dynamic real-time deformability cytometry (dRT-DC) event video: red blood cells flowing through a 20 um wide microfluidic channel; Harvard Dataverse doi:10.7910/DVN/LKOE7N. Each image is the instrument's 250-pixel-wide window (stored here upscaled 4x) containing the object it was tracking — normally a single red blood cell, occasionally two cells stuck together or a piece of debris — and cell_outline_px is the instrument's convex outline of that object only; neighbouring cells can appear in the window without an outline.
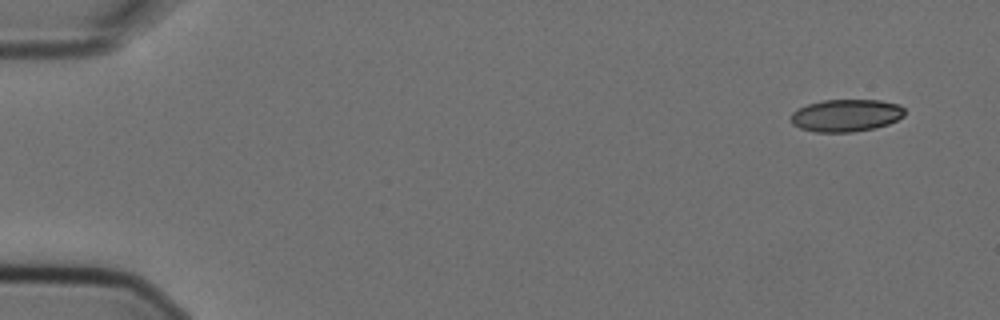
{"species": "Egyptian fruit bat (a non-hibernating species)", "species_latin": "Rousettus aegyptiacus", "temperature_condition": "cold", "stored_images_in_passage": 6, "camera_frame_rate_fps": 3000, "um_per_image_px": 0.085, "animal": {"sex": "female"}, "frame": {"image": 1, "passage_image": 1, "time_ms": 0.0, "image_size_px": [1000, 320], "cell_outline_px": [[904, 116], [888, 124], [876, 128], [852, 132], [816, 132], [800, 128], [792, 124], [792, 112], [808, 104], [824, 100], [880, 100], [900, 104], [904, 108]], "centroid_in_image_um": [71.95, 9.81], "position_along_channel_um": 13.1, "area_um2": 21.44}}
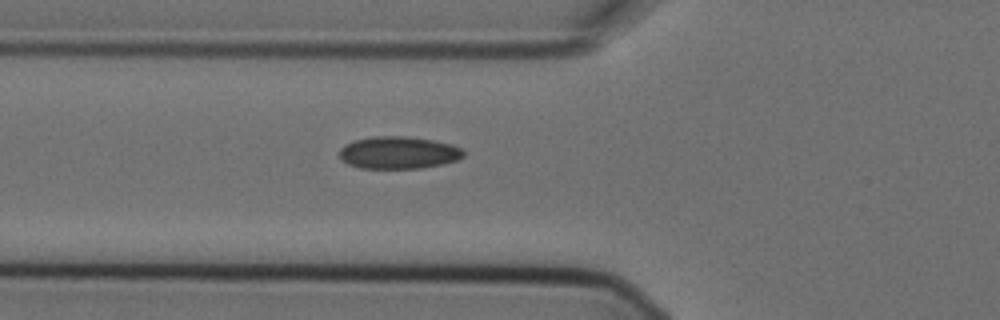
{"frame": {"image": 2, "passage_image": 6, "time_ms": 1.667, "image_size_px": [1000, 320], "cell_outline_px": [[464, 156], [456, 160], [444, 164], [420, 168], [360, 168], [348, 164], [340, 160], [340, 148], [344, 144], [356, 140], [376, 136], [404, 136], [432, 140], [452, 144], [464, 148]], "centroid_in_image_um": [33.89, 12.98], "position_along_channel_um": 91.9, "area_um2": 23.47}}